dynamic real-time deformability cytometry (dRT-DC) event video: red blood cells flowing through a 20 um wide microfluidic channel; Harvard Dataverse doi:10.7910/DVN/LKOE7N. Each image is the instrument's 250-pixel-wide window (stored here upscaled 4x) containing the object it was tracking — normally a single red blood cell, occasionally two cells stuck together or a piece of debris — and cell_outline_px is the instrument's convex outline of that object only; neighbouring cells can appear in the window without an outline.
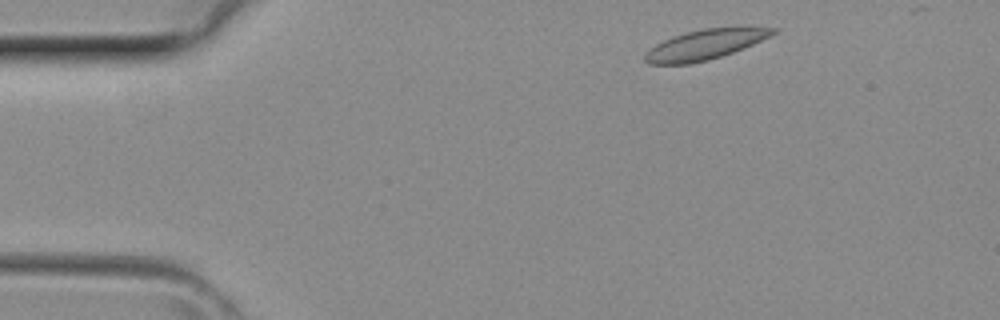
{"species": "common noctule bat (a hibernating species)", "species_latin": "Nyctalus noctula", "temperature_condition": "room temperature", "stored_images_in_passage": 3, "camera_frame_rate_fps": 3000, "um_per_image_px": 0.085, "animal": {"sex": "female", "body_mass_g": 29.2, "forearm_length_mm": 56.3}, "frame": {"image": 1, "passage_image": 3, "time_ms": 0.667, "image_size_px": [1000, 320], "cell_outline_px": [[780, 28], [776, 32], [744, 48], [708, 60], [688, 64], [648, 64], [644, 60], [644, 52], [648, 48], [672, 36], [704, 28]], "centroid_in_image_um": [59.82, 3.81], "position_along_channel_um": 25.2, "area_um2": 21.91}}